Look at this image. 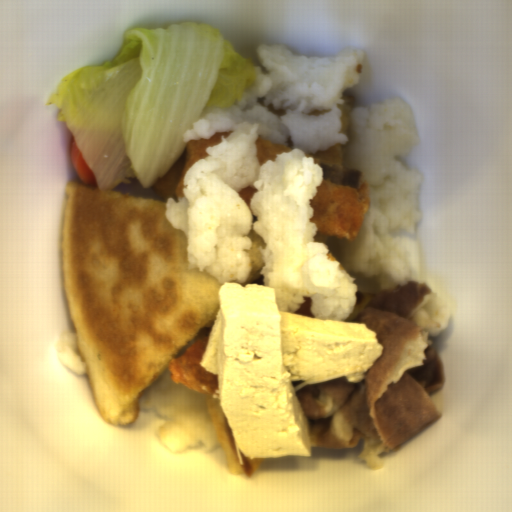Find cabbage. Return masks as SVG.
I'll use <instances>...</instances> for the list:
<instances>
[{
  "label": "cabbage",
  "instance_id": "cabbage-1",
  "mask_svg": "<svg viewBox=\"0 0 512 512\" xmlns=\"http://www.w3.org/2000/svg\"><path fill=\"white\" fill-rule=\"evenodd\" d=\"M106 64L57 81L56 105L98 191L135 176L158 182L185 149L190 127L228 107L256 83L251 60L210 24L127 29Z\"/></svg>",
  "mask_w": 512,
  "mask_h": 512
}]
</instances>
